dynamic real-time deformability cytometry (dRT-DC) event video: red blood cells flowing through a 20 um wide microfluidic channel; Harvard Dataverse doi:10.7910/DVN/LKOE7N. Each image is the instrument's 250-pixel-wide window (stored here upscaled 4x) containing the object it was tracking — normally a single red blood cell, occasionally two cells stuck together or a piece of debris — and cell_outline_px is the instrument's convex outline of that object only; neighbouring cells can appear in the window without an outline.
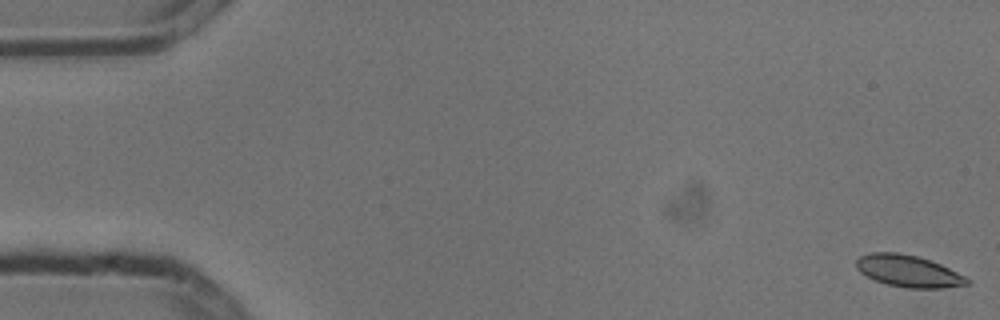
{"species": "common noctule bat (a hibernating species)", "species_latin": "Nyctalus noctula", "temperature_condition": "cold", "stored_images_in_passage": 4, "camera_frame_rate_fps": 3000, "um_per_image_px": 0.085, "animal": {"sex": "male", "body_mass_g": 13.3}, "frame": {"image": 1, "passage_image": 1, "time_ms": 0.0, "image_size_px": [1000, 320], "cell_outline_px": [[972, 284], [944, 288], [908, 288], [888, 284], [876, 280], [860, 272], [856, 268], [856, 260], [860, 256], [868, 252], [900, 252], [916, 256], [940, 264], [972, 280]], "centroid_in_image_um": [77.22, 23.04], "position_along_channel_um": 7.8, "area_um2": 20.52}}